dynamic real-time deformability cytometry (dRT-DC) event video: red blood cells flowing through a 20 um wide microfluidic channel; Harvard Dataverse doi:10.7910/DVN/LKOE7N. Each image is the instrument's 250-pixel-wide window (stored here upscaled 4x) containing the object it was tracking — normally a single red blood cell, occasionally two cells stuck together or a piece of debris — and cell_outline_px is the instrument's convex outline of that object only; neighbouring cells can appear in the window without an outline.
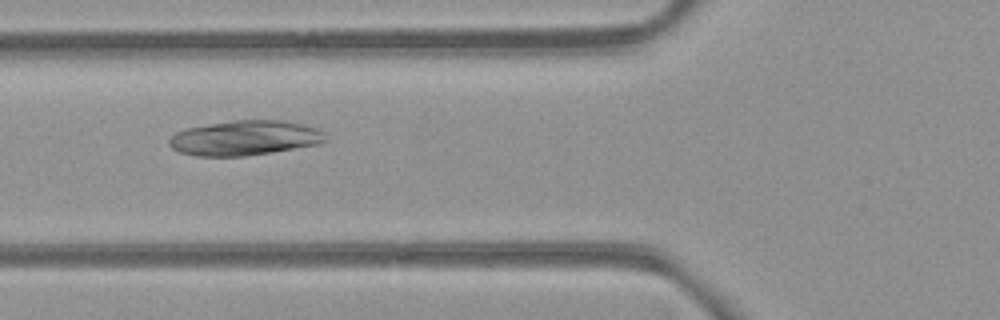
{"species": "common noctule bat (a hibernating species)", "species_latin": "Nyctalus noctula", "temperature_condition": "room temperature", "stored_images_in_passage": 8, "camera_frame_rate_fps": 3000, "um_per_image_px": 0.085, "animal": {"sex": "female", "body_mass_g": 21.9}, "frame": {"image": 1, "passage_image": 4, "time_ms": 3.667, "image_size_px": [1000, 320], "cell_outline_px": [[328, 140], [316, 144], [272, 152], [244, 156], [196, 156], [180, 152], [172, 148], [168, 144], [168, 140], [176, 132], [188, 128], [236, 120], [284, 120], [316, 128], [324, 132]], "centroid_in_image_um": [20.8, 11.73], "position_along_channel_um": 105.0, "area_um2": 31.44}}
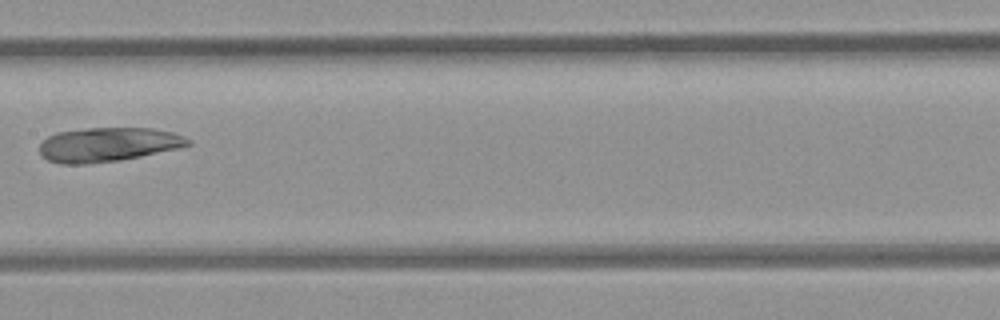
{"frame": {"image": 2, "passage_image": 6, "time_ms": 6.0, "image_size_px": [1000, 320], "cell_outline_px": [[192, 144], [180, 148], [120, 160], [88, 164], [60, 164], [48, 160], [40, 156], [40, 144], [48, 136], [56, 132], [88, 128], [152, 128], [172, 132], [184, 136], [192, 140]], "centroid_in_image_um": [9.18, 12.29], "position_along_channel_um": 198.2, "area_um2": 29.77}}
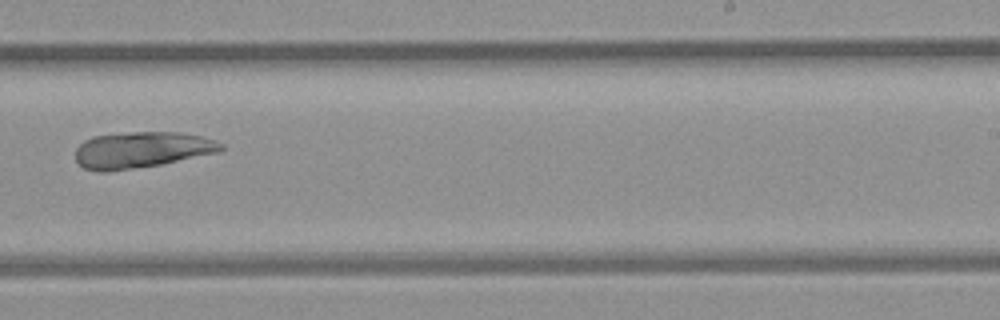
{"frame": {"image": 3, "passage_image": 8, "time_ms": 8.0, "image_size_px": [1000, 320], "cell_outline_px": [[224, 148], [220, 152], [160, 164], [104, 172], [100, 172], [84, 168], [76, 160], [76, 148], [84, 140], [92, 136], [132, 132], [180, 132], [200, 136], [224, 144]], "centroid_in_image_um": [12.03, 12.73], "position_along_channel_um": 277.0, "area_um2": 30.46}}